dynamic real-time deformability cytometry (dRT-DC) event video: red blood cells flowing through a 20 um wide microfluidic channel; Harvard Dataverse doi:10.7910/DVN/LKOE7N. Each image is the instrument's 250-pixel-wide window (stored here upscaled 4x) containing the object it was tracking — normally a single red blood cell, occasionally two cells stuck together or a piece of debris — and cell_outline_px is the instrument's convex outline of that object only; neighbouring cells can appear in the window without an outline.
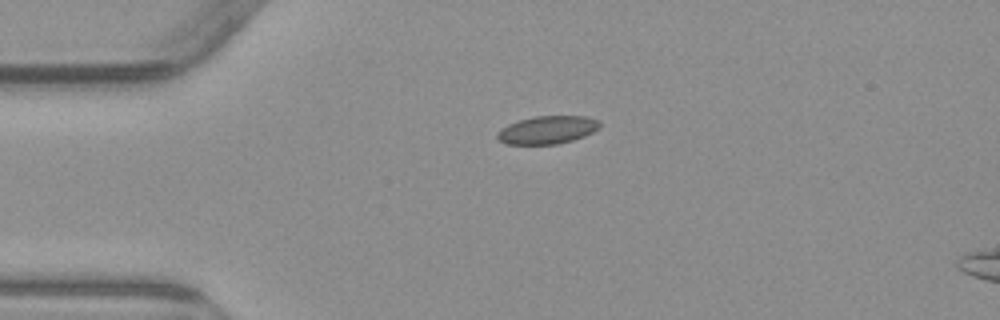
{"species": "common noctule bat (a hibernating species)", "species_latin": "Nyctalus noctula", "temperature_condition": "warm", "stored_images_in_passage": 4, "camera_frame_rate_fps": 3000, "um_per_image_px": 0.085, "animal": {"sex": "male", "body_mass_g": 23.1, "forearm_length_mm": 52.7}, "frame": {"image": 1, "passage_image": 4, "time_ms": 3.667, "image_size_px": [1000, 320], "cell_outline_px": [[600, 128], [584, 136], [572, 140], [556, 144], [504, 144], [496, 140], [496, 132], [508, 124], [516, 120], [536, 116], [584, 116], [600, 120]], "centroid_in_image_um": [46.48, 11.04], "position_along_channel_um": 38.5, "area_um2": 16.88}}